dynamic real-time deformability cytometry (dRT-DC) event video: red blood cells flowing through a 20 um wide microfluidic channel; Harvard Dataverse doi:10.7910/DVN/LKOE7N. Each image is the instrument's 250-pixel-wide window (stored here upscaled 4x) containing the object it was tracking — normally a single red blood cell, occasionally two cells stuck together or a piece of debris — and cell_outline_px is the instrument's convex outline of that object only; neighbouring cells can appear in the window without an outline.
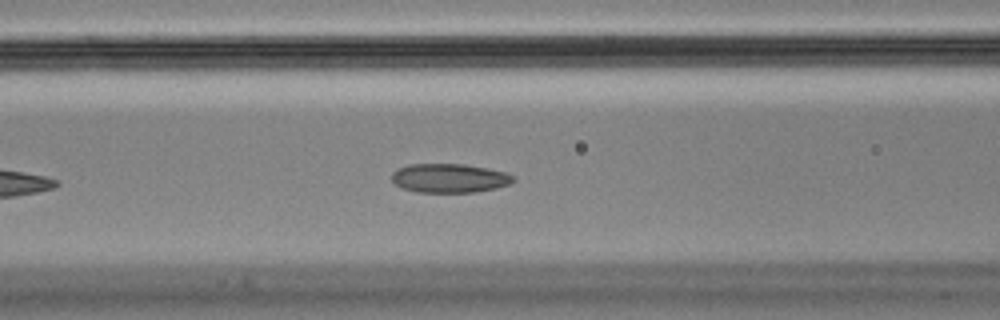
{"species": "Egyptian fruit bat (a non-hibernating species)", "species_latin": "Rousettus aegyptiacus", "temperature_condition": "cold", "stored_images_in_passage": 19, "camera_frame_rate_fps": 3000, "um_per_image_px": 0.085, "animal": {"sex": "male"}, "frame": {"image": 1, "passage_image": 11, "time_ms": 3.333, "image_size_px": [1000, 320], "cell_outline_px": [[516, 180], [508, 184], [496, 188], [476, 192], [416, 192], [400, 188], [392, 180], [392, 172], [396, 168], [408, 164], [464, 164], [488, 168], [504, 172], [512, 176]], "centroid_in_image_um": [38.16, 15.14], "position_along_channel_um": 128.4, "area_um2": 20.63}}
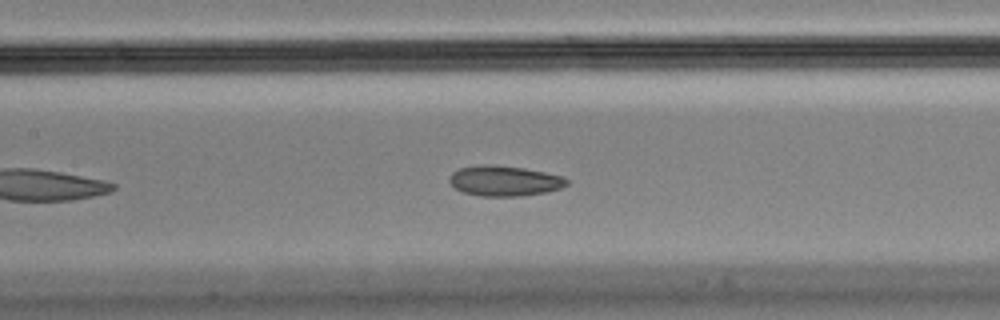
{"frame": {"image": 2, "passage_image": 14, "time_ms": 4.333, "image_size_px": [1000, 320], "cell_outline_px": [[568, 184], [560, 188], [548, 192], [520, 196], [480, 196], [464, 192], [456, 188], [448, 180], [452, 172], [460, 168], [484, 164], [488, 164], [524, 168], [544, 172], [560, 176], [568, 180]], "centroid_in_image_um": [42.87, 15.37], "position_along_channel_um": 164.5, "area_um2": 20.58}}